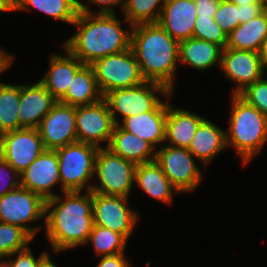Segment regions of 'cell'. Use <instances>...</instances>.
Returning <instances> with one entry per match:
<instances>
[{
    "label": "cell",
    "mask_w": 267,
    "mask_h": 267,
    "mask_svg": "<svg viewBox=\"0 0 267 267\" xmlns=\"http://www.w3.org/2000/svg\"><path fill=\"white\" fill-rule=\"evenodd\" d=\"M115 14H96L84 3L72 25L79 30L63 44L84 65L130 48L131 31L125 32Z\"/></svg>",
    "instance_id": "obj_1"
},
{
    "label": "cell",
    "mask_w": 267,
    "mask_h": 267,
    "mask_svg": "<svg viewBox=\"0 0 267 267\" xmlns=\"http://www.w3.org/2000/svg\"><path fill=\"white\" fill-rule=\"evenodd\" d=\"M46 200V236L54 251L87 244L94 227L92 191H64ZM64 198V199H63Z\"/></svg>",
    "instance_id": "obj_2"
},
{
    "label": "cell",
    "mask_w": 267,
    "mask_h": 267,
    "mask_svg": "<svg viewBox=\"0 0 267 267\" xmlns=\"http://www.w3.org/2000/svg\"><path fill=\"white\" fill-rule=\"evenodd\" d=\"M130 47L137 58L146 81L164 85L173 91L176 63L179 61V42L158 23L131 26Z\"/></svg>",
    "instance_id": "obj_3"
},
{
    "label": "cell",
    "mask_w": 267,
    "mask_h": 267,
    "mask_svg": "<svg viewBox=\"0 0 267 267\" xmlns=\"http://www.w3.org/2000/svg\"><path fill=\"white\" fill-rule=\"evenodd\" d=\"M232 95L233 106L226 143L227 146L231 145L235 148L245 165L266 143L267 117L238 94Z\"/></svg>",
    "instance_id": "obj_4"
},
{
    "label": "cell",
    "mask_w": 267,
    "mask_h": 267,
    "mask_svg": "<svg viewBox=\"0 0 267 267\" xmlns=\"http://www.w3.org/2000/svg\"><path fill=\"white\" fill-rule=\"evenodd\" d=\"M137 164L100 147L95 158L94 173L100 185L89 184L86 190L103 195L127 197L135 182Z\"/></svg>",
    "instance_id": "obj_5"
},
{
    "label": "cell",
    "mask_w": 267,
    "mask_h": 267,
    "mask_svg": "<svg viewBox=\"0 0 267 267\" xmlns=\"http://www.w3.org/2000/svg\"><path fill=\"white\" fill-rule=\"evenodd\" d=\"M98 147L75 142L55 149L58 157L61 191H82L94 175Z\"/></svg>",
    "instance_id": "obj_6"
},
{
    "label": "cell",
    "mask_w": 267,
    "mask_h": 267,
    "mask_svg": "<svg viewBox=\"0 0 267 267\" xmlns=\"http://www.w3.org/2000/svg\"><path fill=\"white\" fill-rule=\"evenodd\" d=\"M100 92L133 87L146 82L131 47L96 60L92 65Z\"/></svg>",
    "instance_id": "obj_7"
},
{
    "label": "cell",
    "mask_w": 267,
    "mask_h": 267,
    "mask_svg": "<svg viewBox=\"0 0 267 267\" xmlns=\"http://www.w3.org/2000/svg\"><path fill=\"white\" fill-rule=\"evenodd\" d=\"M155 92L162 93L169 98L172 94L164 85L146 81L133 87L112 90L103 98L108 104L115 124H119L115 112L120 113L125 119L152 111L161 102Z\"/></svg>",
    "instance_id": "obj_8"
},
{
    "label": "cell",
    "mask_w": 267,
    "mask_h": 267,
    "mask_svg": "<svg viewBox=\"0 0 267 267\" xmlns=\"http://www.w3.org/2000/svg\"><path fill=\"white\" fill-rule=\"evenodd\" d=\"M45 205L41 195L20 185L0 197V222L19 226L34 238L40 227H29L27 223L45 217Z\"/></svg>",
    "instance_id": "obj_9"
},
{
    "label": "cell",
    "mask_w": 267,
    "mask_h": 267,
    "mask_svg": "<svg viewBox=\"0 0 267 267\" xmlns=\"http://www.w3.org/2000/svg\"><path fill=\"white\" fill-rule=\"evenodd\" d=\"M193 157L187 148L167 145L157 150L155 161L178 192H191L202 180Z\"/></svg>",
    "instance_id": "obj_10"
},
{
    "label": "cell",
    "mask_w": 267,
    "mask_h": 267,
    "mask_svg": "<svg viewBox=\"0 0 267 267\" xmlns=\"http://www.w3.org/2000/svg\"><path fill=\"white\" fill-rule=\"evenodd\" d=\"M77 142L87 143L100 148L101 142L109 146L115 122L105 99L96 103L76 106Z\"/></svg>",
    "instance_id": "obj_11"
},
{
    "label": "cell",
    "mask_w": 267,
    "mask_h": 267,
    "mask_svg": "<svg viewBox=\"0 0 267 267\" xmlns=\"http://www.w3.org/2000/svg\"><path fill=\"white\" fill-rule=\"evenodd\" d=\"M44 150L37 128H21L0 135V156L19 174Z\"/></svg>",
    "instance_id": "obj_12"
},
{
    "label": "cell",
    "mask_w": 267,
    "mask_h": 267,
    "mask_svg": "<svg viewBox=\"0 0 267 267\" xmlns=\"http://www.w3.org/2000/svg\"><path fill=\"white\" fill-rule=\"evenodd\" d=\"M127 197L92 192L94 225L122 234L127 240L139 220L137 213L127 206Z\"/></svg>",
    "instance_id": "obj_13"
},
{
    "label": "cell",
    "mask_w": 267,
    "mask_h": 267,
    "mask_svg": "<svg viewBox=\"0 0 267 267\" xmlns=\"http://www.w3.org/2000/svg\"><path fill=\"white\" fill-rule=\"evenodd\" d=\"M76 107L60 103L42 119L37 128L45 149L55 150L77 142Z\"/></svg>",
    "instance_id": "obj_14"
},
{
    "label": "cell",
    "mask_w": 267,
    "mask_h": 267,
    "mask_svg": "<svg viewBox=\"0 0 267 267\" xmlns=\"http://www.w3.org/2000/svg\"><path fill=\"white\" fill-rule=\"evenodd\" d=\"M220 67L237 84L234 94L260 79L265 72L257 52L231 48L222 50Z\"/></svg>",
    "instance_id": "obj_15"
},
{
    "label": "cell",
    "mask_w": 267,
    "mask_h": 267,
    "mask_svg": "<svg viewBox=\"0 0 267 267\" xmlns=\"http://www.w3.org/2000/svg\"><path fill=\"white\" fill-rule=\"evenodd\" d=\"M20 185L41 195L45 200L55 197L51 189L60 182L58 157L55 150L45 149L20 173Z\"/></svg>",
    "instance_id": "obj_16"
},
{
    "label": "cell",
    "mask_w": 267,
    "mask_h": 267,
    "mask_svg": "<svg viewBox=\"0 0 267 267\" xmlns=\"http://www.w3.org/2000/svg\"><path fill=\"white\" fill-rule=\"evenodd\" d=\"M57 102L40 81L32 85H21L19 129L38 128Z\"/></svg>",
    "instance_id": "obj_17"
},
{
    "label": "cell",
    "mask_w": 267,
    "mask_h": 267,
    "mask_svg": "<svg viewBox=\"0 0 267 267\" xmlns=\"http://www.w3.org/2000/svg\"><path fill=\"white\" fill-rule=\"evenodd\" d=\"M196 18L193 0H166L157 23L180 42L193 37Z\"/></svg>",
    "instance_id": "obj_18"
},
{
    "label": "cell",
    "mask_w": 267,
    "mask_h": 267,
    "mask_svg": "<svg viewBox=\"0 0 267 267\" xmlns=\"http://www.w3.org/2000/svg\"><path fill=\"white\" fill-rule=\"evenodd\" d=\"M168 102H160L152 111L129 116L118 124L122 129L149 142L154 148L165 141Z\"/></svg>",
    "instance_id": "obj_19"
},
{
    "label": "cell",
    "mask_w": 267,
    "mask_h": 267,
    "mask_svg": "<svg viewBox=\"0 0 267 267\" xmlns=\"http://www.w3.org/2000/svg\"><path fill=\"white\" fill-rule=\"evenodd\" d=\"M65 50L67 57L59 54L50 56V69L39 80L57 101L65 96L75 74L84 66L68 49Z\"/></svg>",
    "instance_id": "obj_20"
},
{
    "label": "cell",
    "mask_w": 267,
    "mask_h": 267,
    "mask_svg": "<svg viewBox=\"0 0 267 267\" xmlns=\"http://www.w3.org/2000/svg\"><path fill=\"white\" fill-rule=\"evenodd\" d=\"M173 107L168 105L165 141L169 140L171 146L188 149L198 126L205 118L189 110Z\"/></svg>",
    "instance_id": "obj_21"
},
{
    "label": "cell",
    "mask_w": 267,
    "mask_h": 267,
    "mask_svg": "<svg viewBox=\"0 0 267 267\" xmlns=\"http://www.w3.org/2000/svg\"><path fill=\"white\" fill-rule=\"evenodd\" d=\"M107 148L135 164L150 162L156 157V151H153L154 147L149 142L125 131L118 124L115 125Z\"/></svg>",
    "instance_id": "obj_22"
},
{
    "label": "cell",
    "mask_w": 267,
    "mask_h": 267,
    "mask_svg": "<svg viewBox=\"0 0 267 267\" xmlns=\"http://www.w3.org/2000/svg\"><path fill=\"white\" fill-rule=\"evenodd\" d=\"M134 181L154 199L169 204L173 198V191L178 193L155 160L137 164Z\"/></svg>",
    "instance_id": "obj_23"
},
{
    "label": "cell",
    "mask_w": 267,
    "mask_h": 267,
    "mask_svg": "<svg viewBox=\"0 0 267 267\" xmlns=\"http://www.w3.org/2000/svg\"><path fill=\"white\" fill-rule=\"evenodd\" d=\"M227 147L226 133L211 121L204 119L198 126L188 151L205 164Z\"/></svg>",
    "instance_id": "obj_24"
},
{
    "label": "cell",
    "mask_w": 267,
    "mask_h": 267,
    "mask_svg": "<svg viewBox=\"0 0 267 267\" xmlns=\"http://www.w3.org/2000/svg\"><path fill=\"white\" fill-rule=\"evenodd\" d=\"M222 50L217 44L192 37L179 42V61L204 71L217 63L221 65Z\"/></svg>",
    "instance_id": "obj_25"
},
{
    "label": "cell",
    "mask_w": 267,
    "mask_h": 267,
    "mask_svg": "<svg viewBox=\"0 0 267 267\" xmlns=\"http://www.w3.org/2000/svg\"><path fill=\"white\" fill-rule=\"evenodd\" d=\"M103 99L95 73L91 65H84L72 79L65 96L60 103L71 106L93 104Z\"/></svg>",
    "instance_id": "obj_26"
},
{
    "label": "cell",
    "mask_w": 267,
    "mask_h": 267,
    "mask_svg": "<svg viewBox=\"0 0 267 267\" xmlns=\"http://www.w3.org/2000/svg\"><path fill=\"white\" fill-rule=\"evenodd\" d=\"M267 36V9L250 21L238 25L228 36L225 48L257 52Z\"/></svg>",
    "instance_id": "obj_27"
},
{
    "label": "cell",
    "mask_w": 267,
    "mask_h": 267,
    "mask_svg": "<svg viewBox=\"0 0 267 267\" xmlns=\"http://www.w3.org/2000/svg\"><path fill=\"white\" fill-rule=\"evenodd\" d=\"M80 0H15V10H29L28 6L68 24H73L80 12Z\"/></svg>",
    "instance_id": "obj_28"
},
{
    "label": "cell",
    "mask_w": 267,
    "mask_h": 267,
    "mask_svg": "<svg viewBox=\"0 0 267 267\" xmlns=\"http://www.w3.org/2000/svg\"><path fill=\"white\" fill-rule=\"evenodd\" d=\"M21 85L0 82V134L19 129Z\"/></svg>",
    "instance_id": "obj_29"
},
{
    "label": "cell",
    "mask_w": 267,
    "mask_h": 267,
    "mask_svg": "<svg viewBox=\"0 0 267 267\" xmlns=\"http://www.w3.org/2000/svg\"><path fill=\"white\" fill-rule=\"evenodd\" d=\"M165 1L166 0H125L122 13H124L123 15H125L126 18L123 22L127 21L131 26L141 23H157ZM158 4L162 7L159 8ZM156 6L158 7L157 12H155Z\"/></svg>",
    "instance_id": "obj_30"
},
{
    "label": "cell",
    "mask_w": 267,
    "mask_h": 267,
    "mask_svg": "<svg viewBox=\"0 0 267 267\" xmlns=\"http://www.w3.org/2000/svg\"><path fill=\"white\" fill-rule=\"evenodd\" d=\"M94 246L97 254L101 256L114 255L124 253V249L128 240L117 232L112 231L103 226L94 225L87 244Z\"/></svg>",
    "instance_id": "obj_31"
},
{
    "label": "cell",
    "mask_w": 267,
    "mask_h": 267,
    "mask_svg": "<svg viewBox=\"0 0 267 267\" xmlns=\"http://www.w3.org/2000/svg\"><path fill=\"white\" fill-rule=\"evenodd\" d=\"M32 240L23 228L0 222V259L26 249Z\"/></svg>",
    "instance_id": "obj_32"
},
{
    "label": "cell",
    "mask_w": 267,
    "mask_h": 267,
    "mask_svg": "<svg viewBox=\"0 0 267 267\" xmlns=\"http://www.w3.org/2000/svg\"><path fill=\"white\" fill-rule=\"evenodd\" d=\"M193 38L208 41L224 49L227 45V35L215 22L214 18L197 16Z\"/></svg>",
    "instance_id": "obj_33"
},
{
    "label": "cell",
    "mask_w": 267,
    "mask_h": 267,
    "mask_svg": "<svg viewBox=\"0 0 267 267\" xmlns=\"http://www.w3.org/2000/svg\"><path fill=\"white\" fill-rule=\"evenodd\" d=\"M264 76L246 86L238 95L267 117V79Z\"/></svg>",
    "instance_id": "obj_34"
},
{
    "label": "cell",
    "mask_w": 267,
    "mask_h": 267,
    "mask_svg": "<svg viewBox=\"0 0 267 267\" xmlns=\"http://www.w3.org/2000/svg\"><path fill=\"white\" fill-rule=\"evenodd\" d=\"M239 18V6L228 0H221L214 19L227 36L240 25Z\"/></svg>",
    "instance_id": "obj_35"
},
{
    "label": "cell",
    "mask_w": 267,
    "mask_h": 267,
    "mask_svg": "<svg viewBox=\"0 0 267 267\" xmlns=\"http://www.w3.org/2000/svg\"><path fill=\"white\" fill-rule=\"evenodd\" d=\"M17 256V259L7 260L10 267H41L42 263L49 257L48 252H43L37 259L32 254L29 247L24 250L15 252L8 255L7 257Z\"/></svg>",
    "instance_id": "obj_36"
},
{
    "label": "cell",
    "mask_w": 267,
    "mask_h": 267,
    "mask_svg": "<svg viewBox=\"0 0 267 267\" xmlns=\"http://www.w3.org/2000/svg\"><path fill=\"white\" fill-rule=\"evenodd\" d=\"M12 173V175L10 174ZM0 197L20 186V174L0 156ZM11 176V177H10ZM16 178L13 181H7L9 178Z\"/></svg>",
    "instance_id": "obj_37"
},
{
    "label": "cell",
    "mask_w": 267,
    "mask_h": 267,
    "mask_svg": "<svg viewBox=\"0 0 267 267\" xmlns=\"http://www.w3.org/2000/svg\"><path fill=\"white\" fill-rule=\"evenodd\" d=\"M196 5V14L201 17L215 18L221 0H193Z\"/></svg>",
    "instance_id": "obj_38"
},
{
    "label": "cell",
    "mask_w": 267,
    "mask_h": 267,
    "mask_svg": "<svg viewBox=\"0 0 267 267\" xmlns=\"http://www.w3.org/2000/svg\"><path fill=\"white\" fill-rule=\"evenodd\" d=\"M266 9L263 3H251L248 5L239 6L240 24L246 23L257 17Z\"/></svg>",
    "instance_id": "obj_39"
},
{
    "label": "cell",
    "mask_w": 267,
    "mask_h": 267,
    "mask_svg": "<svg viewBox=\"0 0 267 267\" xmlns=\"http://www.w3.org/2000/svg\"><path fill=\"white\" fill-rule=\"evenodd\" d=\"M97 267H131L124 253L101 256Z\"/></svg>",
    "instance_id": "obj_40"
},
{
    "label": "cell",
    "mask_w": 267,
    "mask_h": 267,
    "mask_svg": "<svg viewBox=\"0 0 267 267\" xmlns=\"http://www.w3.org/2000/svg\"><path fill=\"white\" fill-rule=\"evenodd\" d=\"M90 3H96L102 5L98 14H115L114 6L122 5V11L125 5V0H89Z\"/></svg>",
    "instance_id": "obj_41"
},
{
    "label": "cell",
    "mask_w": 267,
    "mask_h": 267,
    "mask_svg": "<svg viewBox=\"0 0 267 267\" xmlns=\"http://www.w3.org/2000/svg\"><path fill=\"white\" fill-rule=\"evenodd\" d=\"M14 58L7 54L5 51L0 50V73H3L7 68H9L13 62Z\"/></svg>",
    "instance_id": "obj_42"
},
{
    "label": "cell",
    "mask_w": 267,
    "mask_h": 267,
    "mask_svg": "<svg viewBox=\"0 0 267 267\" xmlns=\"http://www.w3.org/2000/svg\"><path fill=\"white\" fill-rule=\"evenodd\" d=\"M258 54L261 59L263 67L267 69V36L262 41Z\"/></svg>",
    "instance_id": "obj_43"
},
{
    "label": "cell",
    "mask_w": 267,
    "mask_h": 267,
    "mask_svg": "<svg viewBox=\"0 0 267 267\" xmlns=\"http://www.w3.org/2000/svg\"><path fill=\"white\" fill-rule=\"evenodd\" d=\"M15 10V0H0V11Z\"/></svg>",
    "instance_id": "obj_44"
},
{
    "label": "cell",
    "mask_w": 267,
    "mask_h": 267,
    "mask_svg": "<svg viewBox=\"0 0 267 267\" xmlns=\"http://www.w3.org/2000/svg\"><path fill=\"white\" fill-rule=\"evenodd\" d=\"M228 1L236 4L237 6L248 5V4H251V3H263L262 0H228Z\"/></svg>",
    "instance_id": "obj_45"
},
{
    "label": "cell",
    "mask_w": 267,
    "mask_h": 267,
    "mask_svg": "<svg viewBox=\"0 0 267 267\" xmlns=\"http://www.w3.org/2000/svg\"><path fill=\"white\" fill-rule=\"evenodd\" d=\"M41 267H57L53 262H51L50 257H48L41 265Z\"/></svg>",
    "instance_id": "obj_46"
},
{
    "label": "cell",
    "mask_w": 267,
    "mask_h": 267,
    "mask_svg": "<svg viewBox=\"0 0 267 267\" xmlns=\"http://www.w3.org/2000/svg\"><path fill=\"white\" fill-rule=\"evenodd\" d=\"M2 260H4V259H1L0 260V267H10V265L7 263V261H2Z\"/></svg>",
    "instance_id": "obj_47"
},
{
    "label": "cell",
    "mask_w": 267,
    "mask_h": 267,
    "mask_svg": "<svg viewBox=\"0 0 267 267\" xmlns=\"http://www.w3.org/2000/svg\"><path fill=\"white\" fill-rule=\"evenodd\" d=\"M263 1V4L265 5V6H267V0H262Z\"/></svg>",
    "instance_id": "obj_48"
}]
</instances>
